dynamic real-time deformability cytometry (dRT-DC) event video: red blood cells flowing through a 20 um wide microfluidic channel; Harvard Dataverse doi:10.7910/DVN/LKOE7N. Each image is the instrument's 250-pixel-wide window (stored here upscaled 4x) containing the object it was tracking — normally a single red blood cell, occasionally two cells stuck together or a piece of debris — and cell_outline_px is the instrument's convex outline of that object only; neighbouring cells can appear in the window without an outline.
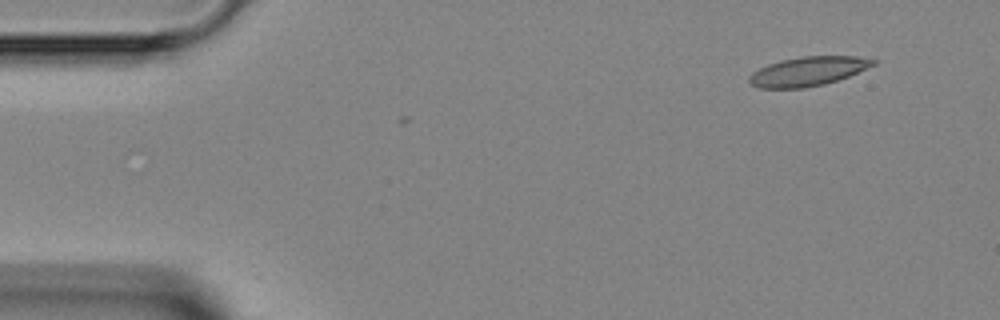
{"species": "Egyptian fruit bat (a non-hibernating species)", "species_latin": "Rousettus aegyptiacus", "temperature_condition": "room temperature", "stored_images_in_passage": 3, "camera_frame_rate_fps": 3000, "um_per_image_px": 0.085, "animal": {"sex": "female"}, "frame": {"image": 1, "passage_image": 1, "time_ms": 0.0, "image_size_px": [1000, 320], "cell_outline_px": [[880, 60], [876, 64], [848, 76], [824, 84], [804, 88], [756, 88], [748, 80], [748, 76], [752, 72], [768, 64], [780, 60], [800, 56], [856, 56]], "centroid_in_image_um": [68.67, 6.05], "position_along_channel_um": 16.3, "area_um2": 21.15}}